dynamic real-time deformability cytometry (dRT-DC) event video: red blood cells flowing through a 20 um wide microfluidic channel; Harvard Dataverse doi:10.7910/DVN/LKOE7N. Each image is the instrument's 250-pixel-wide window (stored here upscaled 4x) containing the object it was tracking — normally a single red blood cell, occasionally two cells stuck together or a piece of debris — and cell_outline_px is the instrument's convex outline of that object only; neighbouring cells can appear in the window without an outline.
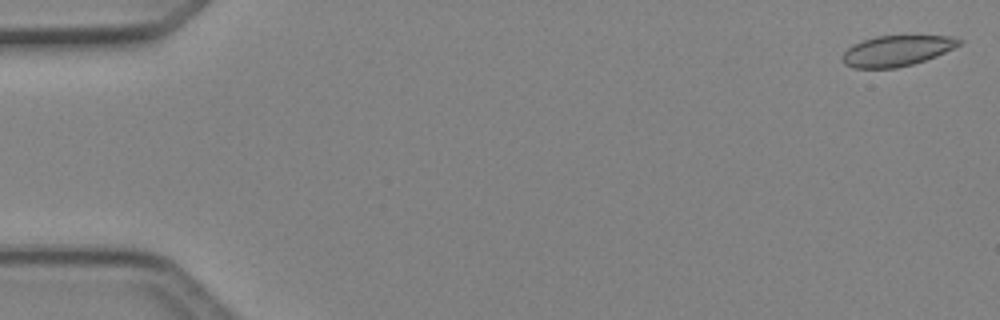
{"species": "Egyptian fruit bat (a non-hibernating species)", "species_latin": "Rousettus aegyptiacus", "temperature_condition": "cold", "stored_images_in_passage": 9, "camera_frame_rate_fps": 3000, "um_per_image_px": 0.085, "animal": {"sex": "female"}, "frame": {"image": 1, "passage_image": 1, "time_ms": 0.0, "image_size_px": [1000, 320], "cell_outline_px": [[964, 40], [960, 44], [936, 56], [912, 64], [896, 68], [852, 68], [844, 64], [844, 52], [852, 44], [876, 36], [952, 36]], "centroid_in_image_um": [76.22, 4.31], "position_along_channel_um": 8.8, "area_um2": 20.58}}